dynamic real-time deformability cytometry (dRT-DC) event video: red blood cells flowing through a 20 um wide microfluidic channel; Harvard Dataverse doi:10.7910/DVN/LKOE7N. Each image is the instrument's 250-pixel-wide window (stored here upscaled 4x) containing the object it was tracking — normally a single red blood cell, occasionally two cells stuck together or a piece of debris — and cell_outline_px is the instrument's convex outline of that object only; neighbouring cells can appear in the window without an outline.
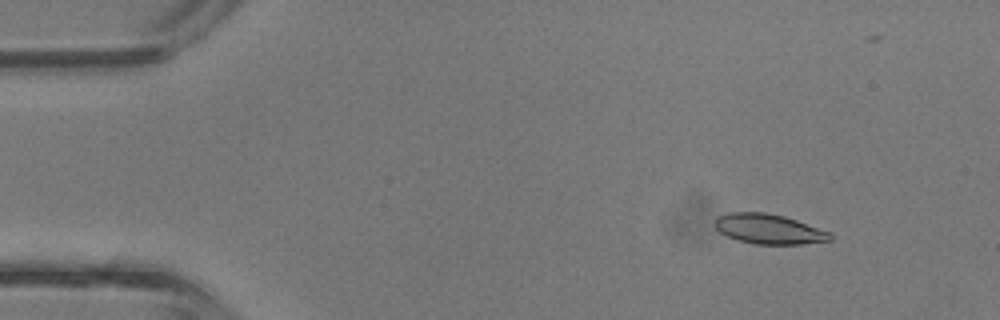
{"species": "common noctule bat (a hibernating species)", "species_latin": "Nyctalus noctula", "temperature_condition": "room temperature", "stored_images_in_passage": 3, "camera_frame_rate_fps": 3000, "um_per_image_px": 0.085, "animal": {"sex": "male", "body_mass_g": 13.3}, "frame": {"image": 1, "passage_image": 2, "time_ms": 0.333, "image_size_px": [1000, 320], "cell_outline_px": [[832, 240], [800, 244], [752, 244], [736, 240], [720, 232], [716, 228], [716, 220], [720, 216], [728, 212], [764, 212], [784, 216], [832, 232]], "centroid_in_image_um": [65.38, 19.47], "position_along_channel_um": 19.6, "area_um2": 20.06}}